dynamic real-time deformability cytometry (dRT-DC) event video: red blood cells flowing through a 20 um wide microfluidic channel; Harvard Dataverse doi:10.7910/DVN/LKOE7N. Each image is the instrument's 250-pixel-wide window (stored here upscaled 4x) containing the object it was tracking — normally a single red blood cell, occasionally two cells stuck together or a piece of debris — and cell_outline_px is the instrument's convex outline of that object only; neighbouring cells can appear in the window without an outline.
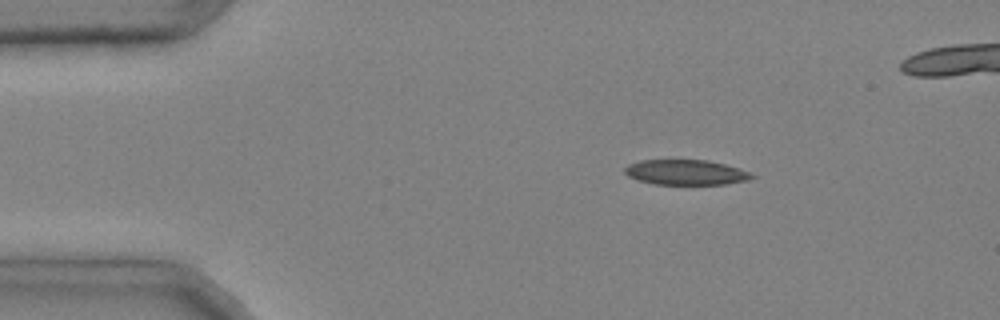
{"species": "common noctule bat (a hibernating species)", "species_latin": "Nyctalus noctula", "temperature_condition": "cold", "stored_images_in_passage": 40, "camera_frame_rate_fps": 3000, "um_per_image_px": 0.085, "animal": {"sex": "male", "body_mass_g": 20.4}, "frame": {"image": 1, "passage_image": 1, "time_ms": 0.0, "image_size_px": [1000, 320], "cell_outline_px": [[756, 176], [748, 180], [724, 184], [652, 184], [636, 180], [628, 176], [624, 172], [624, 168], [628, 164], [640, 160], [708, 160], [740, 168]], "centroid_in_image_um": [58.26, 14.65], "position_along_channel_um": 26.7, "area_um2": 18.67}}
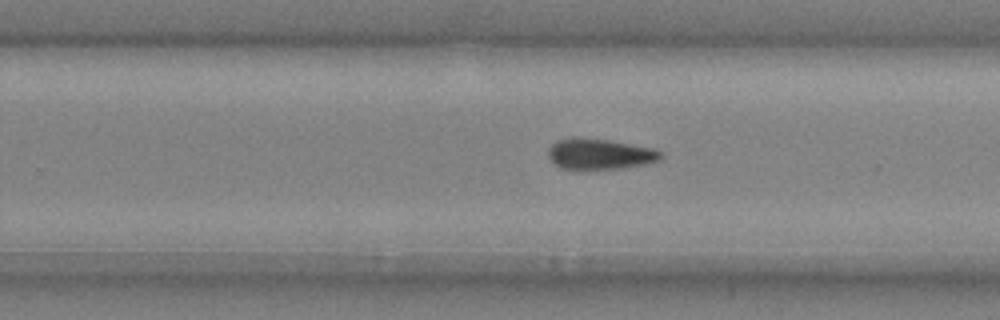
{"frame": {"image": 2, "passage_image": 24, "time_ms": 7.667, "image_size_px": [1000, 320], "cell_outline_px": [[664, 156], [660, 160], [644, 164], [620, 168], [560, 168], [548, 156], [548, 148], [556, 140], [608, 140], [652, 148], [664, 152]], "centroid_in_image_um": [51.05, 13.11], "position_along_channel_um": 278.7, "area_um2": 19.25}}
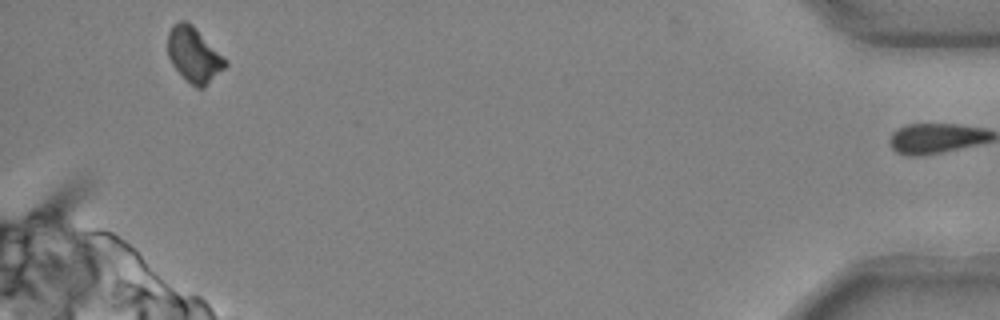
{"frame": {"image": 3, "passage_image": 39, "time_ms": 12.667, "image_size_px": [1000, 320], "cell_outline_px": [[228, 64], [204, 88], [196, 88], [172, 64], [168, 56], [168, 32], [172, 24], [180, 20], [184, 20], [192, 24], [228, 60]], "centroid_in_image_um": [16.5, 4.63], "position_along_channel_um": 418.7, "area_um2": 18.32}, "authors_computed_cell_mechanics": {"area_um2": 19.5942, "velocity_mm_per_s": 4.0216, "shape_relaxation_time_tau1_ms": 5.2134, "shape_relaxation_time_tau2_ms": null, "deformation_change_tau1": 0.1275, "deformation_change_tau2": null}}